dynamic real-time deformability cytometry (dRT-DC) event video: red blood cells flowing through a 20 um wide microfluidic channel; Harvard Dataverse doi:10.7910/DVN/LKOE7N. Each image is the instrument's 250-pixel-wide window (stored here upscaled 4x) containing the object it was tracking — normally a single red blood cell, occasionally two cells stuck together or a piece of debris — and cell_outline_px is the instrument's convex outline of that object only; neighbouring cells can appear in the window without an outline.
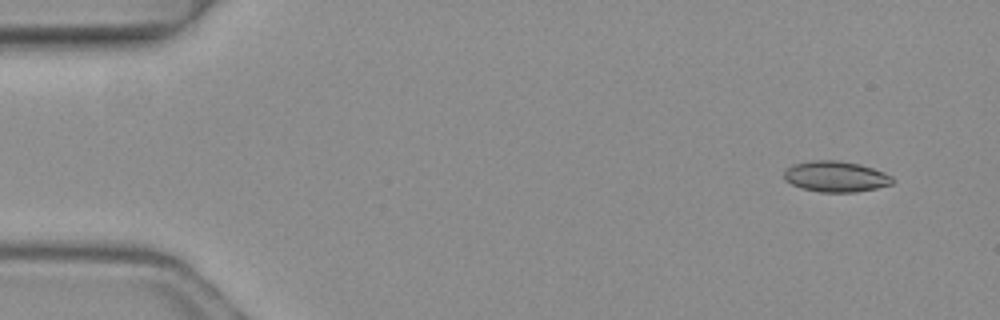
{"species": "common noctule bat (a hibernating species)", "species_latin": "Nyctalus noctula", "temperature_condition": "warm", "stored_images_in_passage": 4, "camera_frame_rate_fps": 3000, "um_per_image_px": 0.085, "animal": {"sex": "female", "body_mass_g": 19.3, "forearm_length_mm": 54.1}, "frame": {"image": 1, "passage_image": 1, "time_ms": 0.0, "image_size_px": [1000, 320], "cell_outline_px": [[892, 184], [876, 188], [856, 192], [820, 192], [800, 188], [784, 180], [784, 168], [792, 164], [812, 160], [840, 160], [860, 164], [884, 172], [892, 176]], "centroid_in_image_um": [70.99, 15.0], "position_along_channel_um": 14.0, "area_um2": 19.65}}
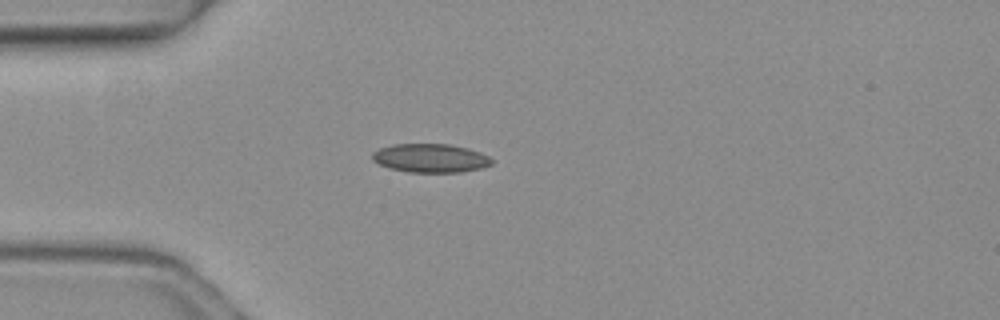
{"frame": {"image": 2, "passage_image": 4, "time_ms": 1.0, "image_size_px": [1000, 320], "cell_outline_px": [[492, 164], [480, 168], [460, 172], [408, 172], [388, 168], [372, 160], [372, 152], [380, 148], [392, 144], [448, 144], [468, 148], [480, 152], [488, 156], [492, 160]], "centroid_in_image_um": [36.56, 13.44], "position_along_channel_um": 48.4, "area_um2": 19.94}}